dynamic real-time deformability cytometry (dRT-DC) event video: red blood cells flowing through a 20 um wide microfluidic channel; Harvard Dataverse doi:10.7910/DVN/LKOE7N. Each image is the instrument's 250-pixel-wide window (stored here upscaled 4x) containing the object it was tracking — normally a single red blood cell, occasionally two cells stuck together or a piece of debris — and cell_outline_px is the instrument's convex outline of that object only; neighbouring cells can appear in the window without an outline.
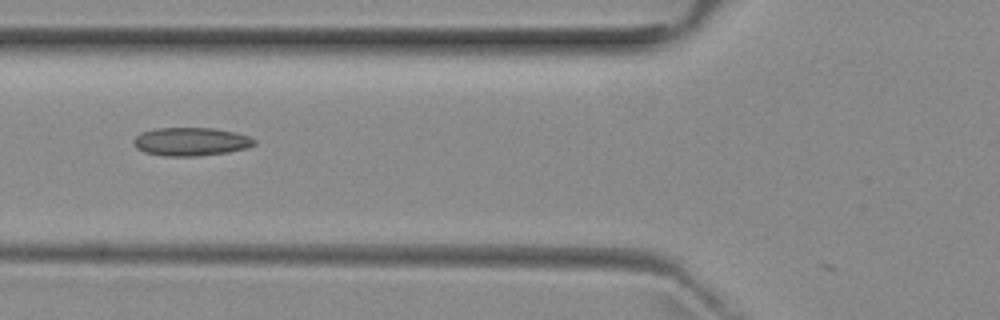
{"species": "common noctule bat (a hibernating species)", "species_latin": "Nyctalus noctula", "temperature_condition": "room temperature", "stored_images_in_passage": 6, "camera_frame_rate_fps": 3000, "um_per_image_px": 0.085, "animal": {"sex": "female", "body_mass_g": 29.2, "forearm_length_mm": 56.3}, "frame": {"image": 1, "passage_image": 6, "time_ms": 5.667, "image_size_px": [1000, 320], "cell_outline_px": [[256, 144], [248, 148], [228, 152], [200, 156], [164, 156], [144, 152], [136, 148], [132, 144], [132, 140], [140, 132], [156, 128], [212, 128], [232, 132], [248, 136], [256, 140]], "centroid_in_image_um": [16.19, 12.04], "position_along_channel_um": 109.6, "area_um2": 20.06}}